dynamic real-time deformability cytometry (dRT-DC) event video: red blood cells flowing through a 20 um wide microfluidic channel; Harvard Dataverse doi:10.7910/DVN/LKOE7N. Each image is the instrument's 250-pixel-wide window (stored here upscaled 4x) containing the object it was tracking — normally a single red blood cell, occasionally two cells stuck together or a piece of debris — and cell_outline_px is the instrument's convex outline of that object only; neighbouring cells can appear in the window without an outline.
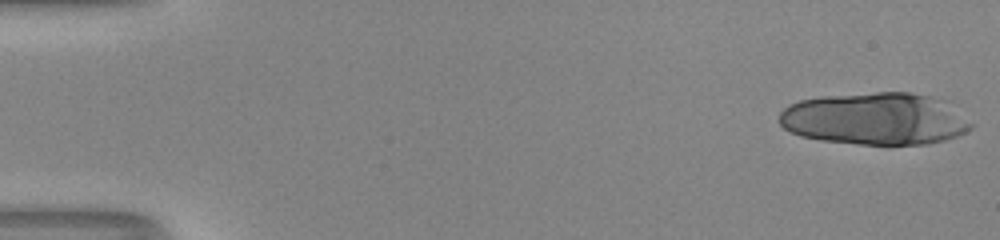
{"species": "human", "species_latin": "Homo sapiens", "temperature_condition": "room temperature", "stored_images_in_passage": 13, "camera_frame_rate_fps": 3000, "um_per_image_px": 0.085, "donor": {"sex": "male"}, "frame": {"image": 1, "passage_image": 1, "time_ms": 0.0, "image_size_px": [1000, 240], "cell_outline_px": [[972, 128], [968, 132], [944, 140], [928, 144], [856, 144], [820, 140], [800, 136], [788, 132], [780, 124], [780, 112], [788, 104], [800, 100], [820, 96], [876, 92], [912, 92], [944, 100], [972, 124]], "centroid_in_image_um": [74.34, 10.1], "position_along_channel_um": 10.7, "area_um2": 58.49}}